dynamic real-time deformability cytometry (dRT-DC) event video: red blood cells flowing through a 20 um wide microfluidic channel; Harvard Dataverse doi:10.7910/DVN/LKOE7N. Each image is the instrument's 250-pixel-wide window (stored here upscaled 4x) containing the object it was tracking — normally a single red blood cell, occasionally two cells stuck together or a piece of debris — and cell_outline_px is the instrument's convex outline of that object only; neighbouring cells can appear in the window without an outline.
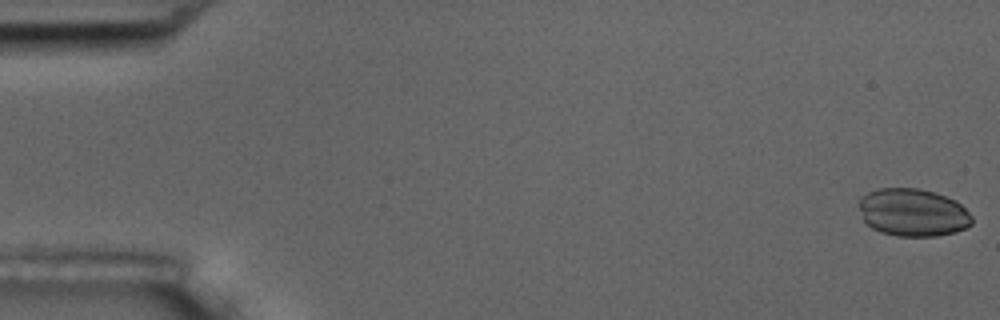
{"species": "common noctule bat (a hibernating species)", "species_latin": "Nyctalus noctula", "temperature_condition": "room temperature", "stored_images_in_passage": 6, "camera_frame_rate_fps": 3000, "um_per_image_px": 0.085, "animal": {"sex": "male", "body_mass_g": 17.5, "forearm_length_mm": 52.3}, "frame": {"image": 1, "passage_image": 1, "time_ms": 0.0, "image_size_px": [1000, 320], "cell_outline_px": [[972, 224], [956, 232], [936, 236], [896, 236], [880, 232], [872, 228], [864, 220], [856, 204], [860, 196], [876, 188], [920, 188], [936, 192], [956, 200], [972, 216]], "centroid_in_image_um": [77.56, 18.05], "position_along_channel_um": 7.4, "area_um2": 31.85}}